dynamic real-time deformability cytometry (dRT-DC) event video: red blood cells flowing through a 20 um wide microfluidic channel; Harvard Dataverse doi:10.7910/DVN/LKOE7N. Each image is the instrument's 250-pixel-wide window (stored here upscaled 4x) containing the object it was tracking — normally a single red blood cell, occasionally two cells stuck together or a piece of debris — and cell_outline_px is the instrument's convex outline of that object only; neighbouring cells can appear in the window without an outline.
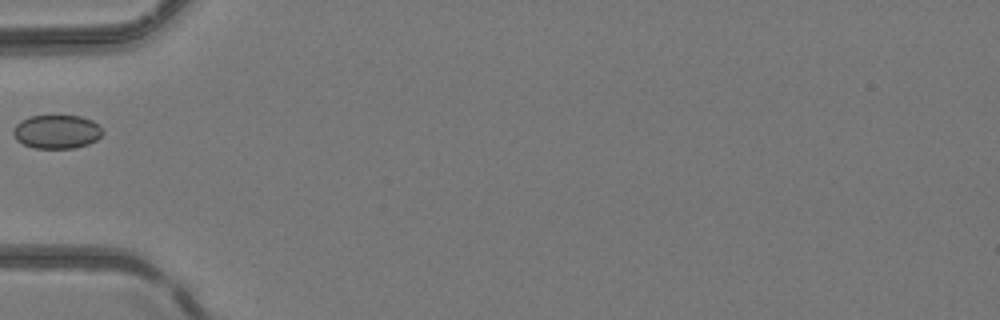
{"species": "common noctule bat (a hibernating species)", "species_latin": "Nyctalus noctula", "temperature_condition": "room temperature", "stored_images_in_passage": 5, "camera_frame_rate_fps": 3000, "um_per_image_px": 0.085, "animal": {"sex": "female", "body_mass_g": 24.6, "forearm_length_mm": 56.2}, "frame": {"image": 1, "passage_image": 5, "time_ms": 4.667, "image_size_px": [1000, 320], "cell_outline_px": [[104, 132], [96, 140], [88, 144], [72, 148], [36, 148], [24, 144], [16, 140], [12, 132], [16, 124], [20, 120], [28, 116], [80, 116], [92, 120], [100, 124]], "centroid_in_image_um": [4.83, 11.18], "position_along_channel_um": 80.2, "area_um2": 17.63}}